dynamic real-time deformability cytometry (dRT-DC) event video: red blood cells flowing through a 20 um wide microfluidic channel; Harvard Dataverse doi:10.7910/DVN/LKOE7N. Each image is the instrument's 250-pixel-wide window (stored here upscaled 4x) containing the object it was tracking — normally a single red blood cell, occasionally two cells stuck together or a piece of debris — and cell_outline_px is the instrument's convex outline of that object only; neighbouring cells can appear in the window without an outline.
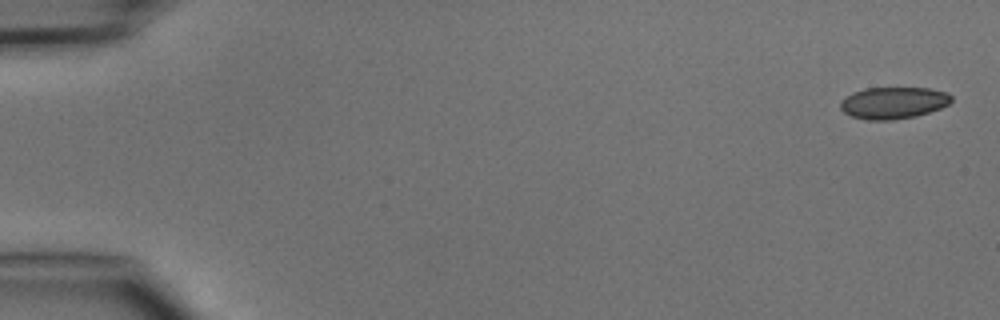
{"species": "common noctule bat (a hibernating species)", "species_latin": "Nyctalus noctula", "temperature_condition": "cold", "stored_images_in_passage": 4, "camera_frame_rate_fps": 3000, "um_per_image_px": 0.085, "animal": {"sex": "male", "body_mass_g": 15.6}, "frame": {"image": 1, "passage_image": 1, "time_ms": 0.0, "image_size_px": [1000, 320], "cell_outline_px": [[952, 100], [948, 104], [940, 108], [916, 116], [892, 120], [868, 120], [852, 116], [844, 112], [840, 108], [840, 100], [852, 92], [864, 88], [928, 88], [948, 92], [952, 96]], "centroid_in_image_um": [75.92, 8.73], "position_along_channel_um": 9.1, "area_um2": 20.63}}
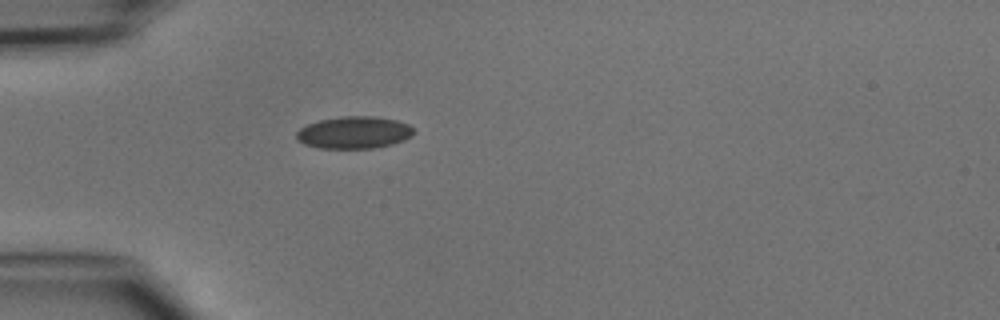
{"frame": {"image": 2, "passage_image": 4, "time_ms": 4.333, "image_size_px": [1000, 320], "cell_outline_px": [[416, 132], [412, 136], [404, 140], [392, 144], [372, 148], [320, 148], [304, 144], [296, 140], [296, 132], [300, 128], [308, 124], [320, 120], [344, 116], [372, 116], [396, 120], [408, 124]], "centroid_in_image_um": [30.09, 11.26], "position_along_channel_um": 54.9, "area_um2": 21.96}}